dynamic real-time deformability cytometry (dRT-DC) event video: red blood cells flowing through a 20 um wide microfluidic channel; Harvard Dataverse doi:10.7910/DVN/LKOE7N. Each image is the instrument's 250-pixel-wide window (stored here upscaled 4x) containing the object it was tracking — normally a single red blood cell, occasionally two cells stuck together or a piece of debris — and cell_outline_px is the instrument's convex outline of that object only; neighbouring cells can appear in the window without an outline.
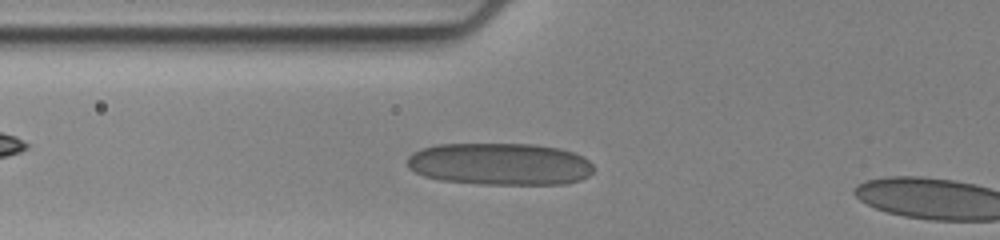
{"species": "human", "species_latin": "Homo sapiens", "temperature_condition": "cold", "stored_images_in_passage": 10, "camera_frame_rate_fps": 3000, "um_per_image_px": 0.085, "donor": {"sex": "female"}, "frame": {"image": 1, "passage_image": 9, "time_ms": 2.667, "image_size_px": [1000, 240], "cell_outline_px": [[592, 172], [588, 176], [580, 180], [560, 184], [480, 184], [440, 180], [424, 176], [408, 168], [408, 156], [412, 152], [420, 148], [436, 144], [532, 144], [560, 148], [584, 156], [592, 164]], "centroid_in_image_um": [42.47, 13.94], "position_along_channel_um": 83.3, "area_um2": 46.01}}